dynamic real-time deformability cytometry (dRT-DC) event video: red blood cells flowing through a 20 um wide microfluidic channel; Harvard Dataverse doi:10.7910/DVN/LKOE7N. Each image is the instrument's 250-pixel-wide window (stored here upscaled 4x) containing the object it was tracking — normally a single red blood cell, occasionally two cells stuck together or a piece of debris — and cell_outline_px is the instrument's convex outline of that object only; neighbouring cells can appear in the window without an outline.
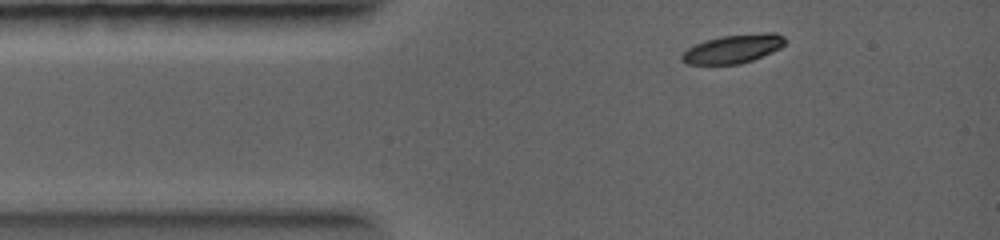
{"species": "common noctule bat (a hibernating species)", "species_latin": "Nyctalus noctula", "temperature_condition": "warm", "stored_images_in_passage": 2, "camera_frame_rate_fps": 5000, "um_per_image_px": 0.085, "animal": {"sex": "female", "body_mass_g": 19.0, "forearm_length_mm": 56.7}, "frame": {"image": 1, "passage_image": 1, "time_ms": 0.0, "image_size_px": [1000, 240], "cell_outline_px": [[788, 40], [780, 48], [772, 52], [752, 60], [740, 64], [688, 64], [680, 60], [680, 56], [688, 48], [696, 44], [720, 36], [768, 32], [776, 32], [784, 36]], "centroid_in_image_um": [62.35, 4.14], "position_along_channel_um": 22.6, "area_um2": 17.22}}